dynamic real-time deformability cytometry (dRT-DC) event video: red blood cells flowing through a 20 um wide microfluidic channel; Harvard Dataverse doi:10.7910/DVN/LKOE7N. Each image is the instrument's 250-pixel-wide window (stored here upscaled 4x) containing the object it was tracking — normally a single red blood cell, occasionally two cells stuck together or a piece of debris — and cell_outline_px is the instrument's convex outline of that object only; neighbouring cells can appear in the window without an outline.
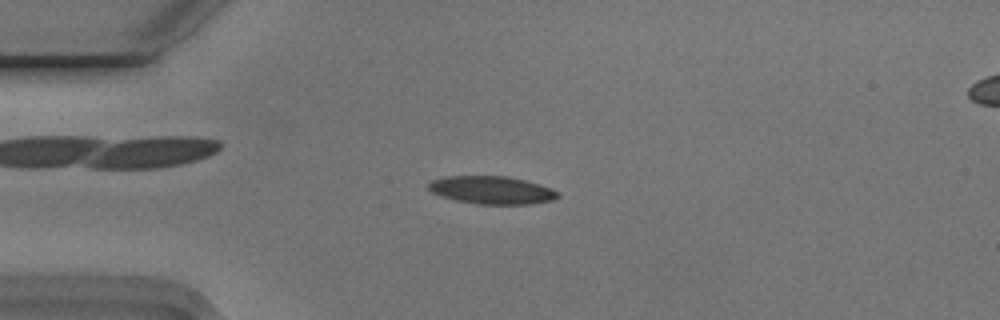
{"species": "Egyptian fruit bat (a non-hibernating species)", "species_latin": "Rousettus aegyptiacus", "temperature_condition": "cold", "stored_images_in_passage": 54, "camera_frame_rate_fps": 3000, "um_per_image_px": 0.085, "animal": {"sex": "male"}, "frame": {"image": 1, "passage_image": 13, "time_ms": 4.0, "image_size_px": [1000, 320], "cell_outline_px": [[560, 196], [552, 200], [532, 204], [480, 204], [456, 200], [440, 196], [432, 192], [428, 188], [428, 184], [432, 180], [444, 176], [508, 176], [540, 184], [556, 192]], "centroid_in_image_um": [41.77, 16.15], "position_along_channel_um": 43.2, "area_um2": 20.87}}
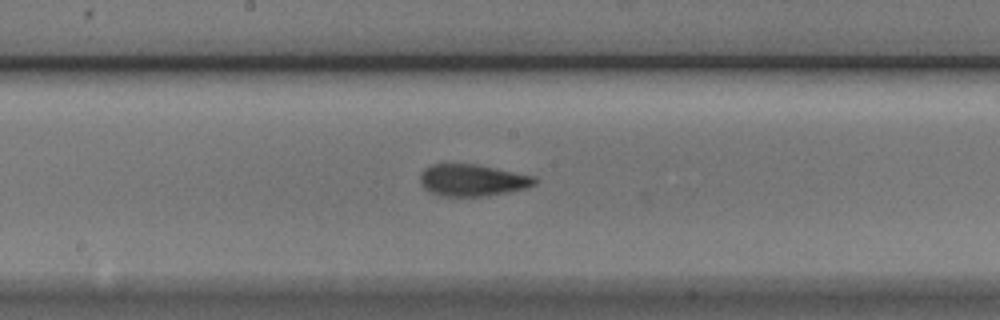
{"frame": {"image": 2, "passage_image": 28, "time_ms": 9.0, "image_size_px": [1000, 320], "cell_outline_px": [[536, 184], [524, 188], [508, 192], [488, 196], [440, 196], [428, 192], [420, 184], [420, 176], [424, 168], [432, 164], [476, 164], [536, 176]], "centroid_in_image_um": [40.13, 15.32], "position_along_channel_um": 208.1, "area_um2": 21.39}}
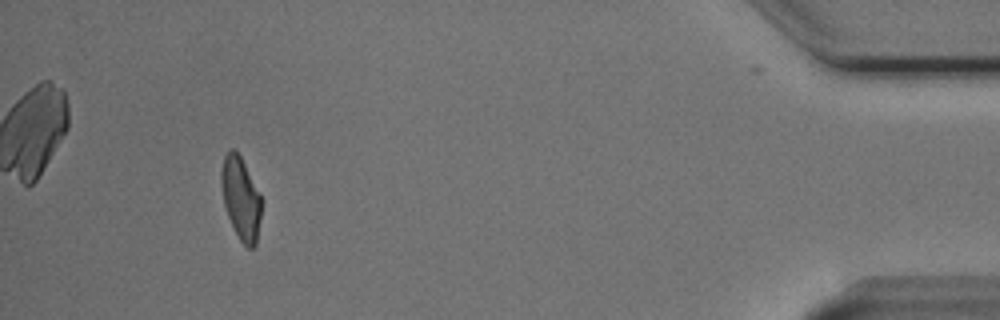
{"frame": {"image": 3, "passage_image": 50, "time_ms": 16.333, "image_size_px": [1000, 320], "cell_outline_px": [[260, 220], [256, 244], [252, 248], [248, 248], [240, 240], [228, 216], [224, 204], [220, 184], [220, 172], [224, 156], [228, 148], [232, 148], [240, 156], [260, 196]], "centroid_in_image_um": [20.43, 16.84], "position_along_channel_um": 414.8, "area_um2": 18.9}, "authors_computed_cell_mechanics": {"area_um2": 20.5479, "velocity_mm_per_s": 3.741, "shape_relaxation_time_tau1_ms": 4.688, "shape_relaxation_time_tau2_ms": 2.0529, "deformation_change_tau1": 0.1452, "deformation_change_tau2": 0.09}}